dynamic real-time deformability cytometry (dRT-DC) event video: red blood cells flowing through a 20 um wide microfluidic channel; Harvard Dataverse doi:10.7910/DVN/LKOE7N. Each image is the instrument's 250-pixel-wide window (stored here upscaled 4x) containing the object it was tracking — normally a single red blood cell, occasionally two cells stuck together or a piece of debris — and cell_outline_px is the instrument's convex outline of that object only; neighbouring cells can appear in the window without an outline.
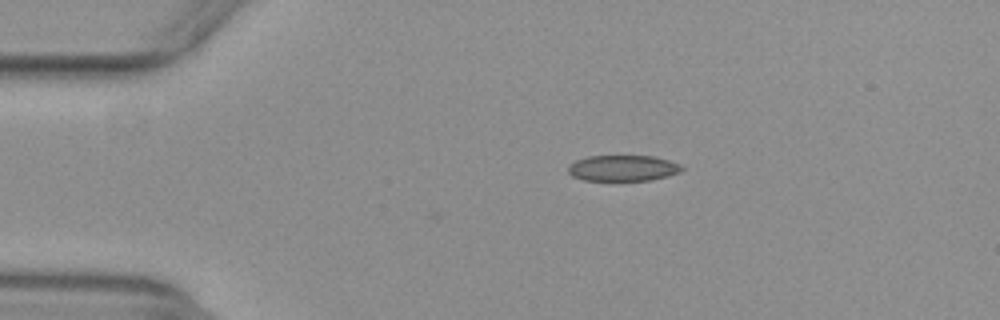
{"species": "common noctule bat (a hibernating species)", "species_latin": "Nyctalus noctula", "temperature_condition": "warm", "stored_images_in_passage": 6, "camera_frame_rate_fps": 3000, "um_per_image_px": 0.085, "animal": {"sex": "female", "body_mass_g": 29.2, "forearm_length_mm": 56.3}, "frame": {"image": 1, "passage_image": 2, "time_ms": 0.333, "image_size_px": [1000, 320], "cell_outline_px": [[684, 168], [680, 172], [668, 176], [648, 180], [584, 180], [572, 176], [568, 172], [568, 168], [576, 160], [588, 156], [652, 156], [668, 160], [680, 164]], "centroid_in_image_um": [52.96, 14.29], "position_along_channel_um": 32.0, "area_um2": 16.99}}